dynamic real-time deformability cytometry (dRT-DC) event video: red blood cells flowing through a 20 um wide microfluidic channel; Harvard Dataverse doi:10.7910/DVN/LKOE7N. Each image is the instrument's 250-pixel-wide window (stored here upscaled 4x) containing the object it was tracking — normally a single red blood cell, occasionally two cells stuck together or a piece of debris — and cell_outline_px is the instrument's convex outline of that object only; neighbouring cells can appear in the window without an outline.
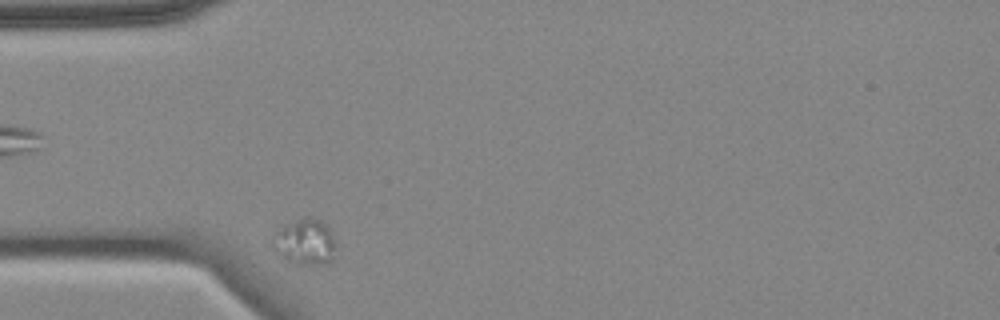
{"species": "common noctule bat (a hibernating species)", "species_latin": "Nyctalus noctula", "temperature_condition": "cold", "stored_images_in_passage": 6, "camera_frame_rate_fps": 3000, "um_per_image_px": 0.085, "animal": {"sex": "female", "body_mass_g": 18.4}, "frame": {"image": 1, "passage_image": 6, "time_ms": 5.667, "image_size_px": [1000, 320], "cell_outline_px": [[336, 244], [332, 260], [328, 264], [296, 264], [280, 256], [272, 248], [272, 244], [276, 232], [280, 228], [304, 216], [312, 216], [328, 224], [332, 232]], "centroid_in_image_um": [25.97, 20.55], "position_along_channel_um": 59.0, "area_um2": 17.11}}